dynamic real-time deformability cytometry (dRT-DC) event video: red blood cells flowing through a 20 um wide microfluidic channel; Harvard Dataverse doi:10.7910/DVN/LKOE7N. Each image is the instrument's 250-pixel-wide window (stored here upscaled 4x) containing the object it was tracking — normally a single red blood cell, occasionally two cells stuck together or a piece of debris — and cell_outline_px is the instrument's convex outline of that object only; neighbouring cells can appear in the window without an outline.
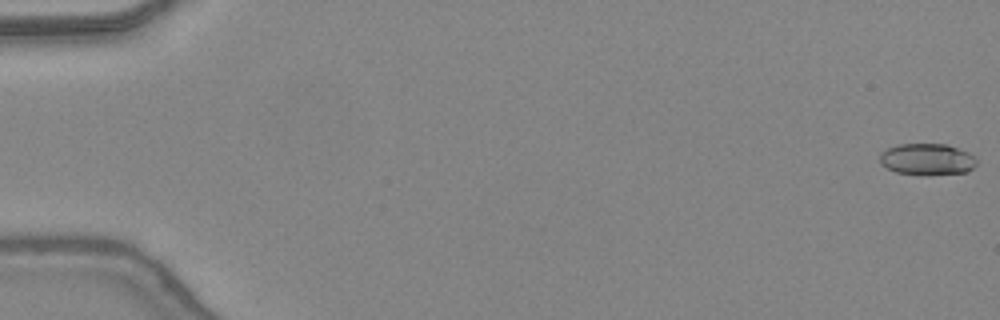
{"species": "common noctule bat (a hibernating species)", "species_latin": "Nyctalus noctula", "temperature_condition": "warm", "stored_images_in_passage": 48, "camera_frame_rate_fps": 3000, "um_per_image_px": 0.085, "animal": {"sex": "female", "body_mass_g": 24.6, "forearm_length_mm": 56.2}, "frame": {"image": 1, "passage_image": 1, "time_ms": 0.0, "image_size_px": [1000, 320], "cell_outline_px": [[976, 164], [968, 172], [896, 172], [880, 164], [880, 152], [888, 148], [900, 144], [948, 144], [968, 152], [976, 156]], "centroid_in_image_um": [78.81, 13.48], "position_along_channel_um": 6.2, "area_um2": 17.05}}
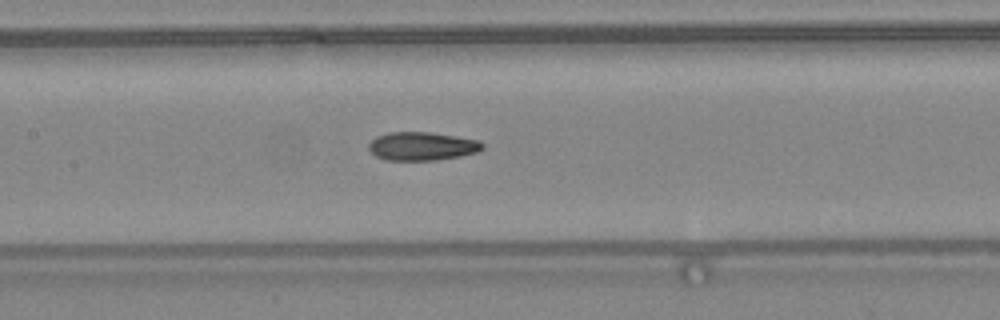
{"frame": {"image": 2, "passage_image": 24, "time_ms": 7.667, "image_size_px": [1000, 320], "cell_outline_px": [[484, 148], [476, 152], [460, 156], [436, 160], [384, 160], [376, 156], [368, 148], [368, 144], [376, 136], [388, 132], [432, 132], [480, 140], [484, 144]], "centroid_in_image_um": [35.87, 12.42], "position_along_channel_um": 171.5, "area_um2": 18.96}}
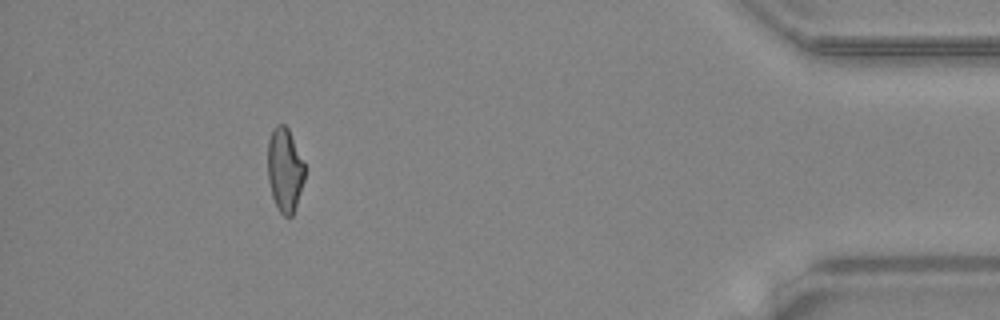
{"frame": {"image": 3, "passage_image": 44, "time_ms": 14.333, "image_size_px": [1000, 320], "cell_outline_px": [[304, 180], [292, 216], [284, 216], [280, 212], [272, 196], [268, 180], [268, 140], [272, 128], [276, 124], [284, 124], [288, 128], [304, 164]], "centroid_in_image_um": [24.18, 14.41], "position_along_channel_um": 411.0, "area_um2": 17.86}, "authors_computed_cell_mechanics": {"area_um2": 18.6694, "velocity_mm_per_s": 4.4306, "shape_relaxation_time_tau1_ms": 10.2991, "shape_relaxation_time_tau2_ms": 2.1739, "deformation_change_tau1": 0.2904, "deformation_change_tau2": 0.1027}}